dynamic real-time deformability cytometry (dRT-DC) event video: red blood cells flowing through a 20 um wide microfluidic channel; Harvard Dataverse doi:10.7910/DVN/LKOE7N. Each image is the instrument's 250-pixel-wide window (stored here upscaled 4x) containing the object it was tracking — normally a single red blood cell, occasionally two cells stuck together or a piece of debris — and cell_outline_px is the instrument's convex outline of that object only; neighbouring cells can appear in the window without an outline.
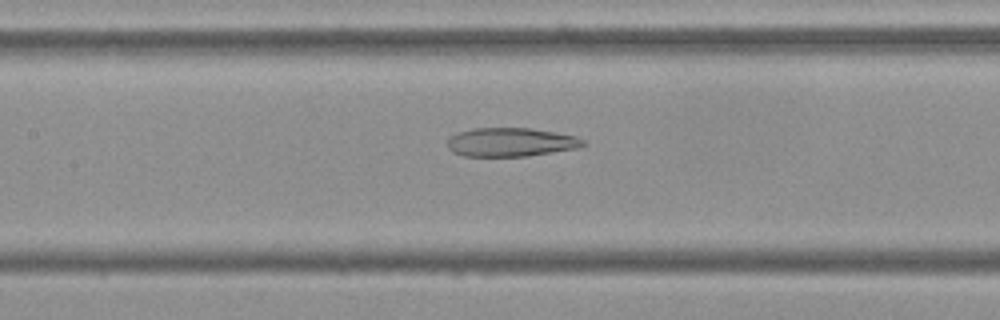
{"species": "Egyptian fruit bat (a non-hibernating species)", "species_latin": "Rousettus aegyptiacus", "temperature_condition": "cold", "stored_images_in_passage": 54, "camera_frame_rate_fps": 3000, "um_per_image_px": 0.085, "frame": {"image": 1, "passage_image": 25, "time_ms": 8.0, "image_size_px": [1000, 320], "cell_outline_px": [[584, 144], [576, 148], [528, 156], [464, 156], [448, 148], [448, 140], [452, 136], [460, 132], [476, 128], [528, 128], [576, 136], [584, 140]], "centroid_in_image_um": [43.42, 12.09], "position_along_channel_um": 164.0, "area_um2": 22.25}}
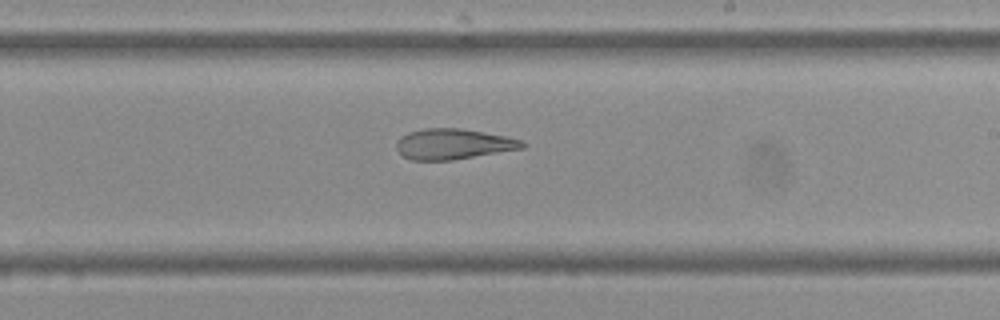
{"frame": {"image": 2, "passage_image": 32, "time_ms": 10.333, "image_size_px": [1000, 320], "cell_outline_px": [[528, 144], [524, 148], [452, 160], [412, 160], [404, 156], [396, 148], [396, 144], [400, 136], [408, 132], [424, 128], [460, 128], [504, 136], [520, 140]], "centroid_in_image_um": [38.51, 12.24], "position_along_channel_um": 250.5, "area_um2": 22.25}}
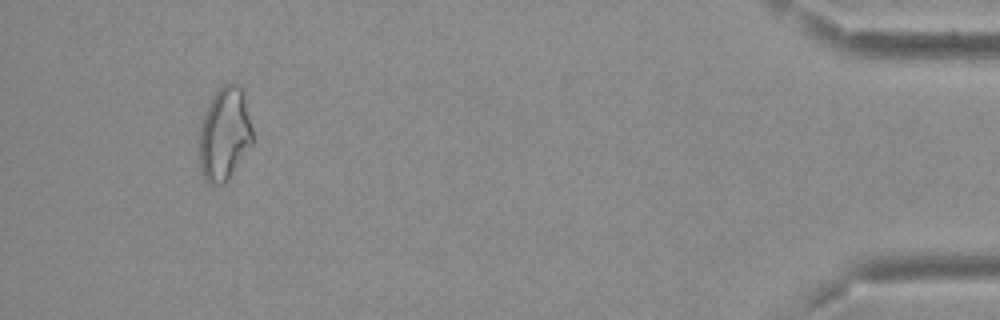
{"frame": {"image": 3, "passage_image": 51, "time_ms": 16.667, "image_size_px": [1000, 320], "cell_outline_px": [[252, 144], [228, 180], [224, 184], [208, 184], [204, 180], [200, 172], [200, 124], [212, 96], [224, 84], [236, 84], [240, 88], [244, 96], [252, 128]], "centroid_in_image_um": [19.07, 11.44], "position_along_channel_um": 416.1, "area_um2": 28.73}, "authors_computed_cell_mechanics": {"area_um2": 27.2816, "velocity_mm_per_s": 3.719, "shape_relaxation_time_tau1_ms": null, "shape_relaxation_time_tau2_ms": 3.7159, "deformation_change_tau1": null, "deformation_change_tau2": 0.1388}}